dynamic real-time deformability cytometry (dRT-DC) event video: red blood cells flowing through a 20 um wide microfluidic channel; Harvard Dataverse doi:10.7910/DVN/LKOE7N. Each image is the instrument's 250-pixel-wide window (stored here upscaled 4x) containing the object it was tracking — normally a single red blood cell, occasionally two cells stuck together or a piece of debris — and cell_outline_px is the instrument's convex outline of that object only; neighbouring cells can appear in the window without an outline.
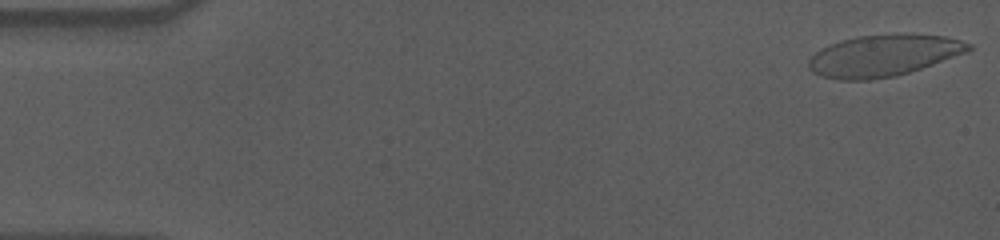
{"species": "human", "species_latin": "Homo sapiens", "temperature_condition": "cold", "stored_images_in_passage": 56, "camera_frame_rate_fps": 3000, "um_per_image_px": 0.085, "donor": {"sex": "male"}, "frame": {"image": 1, "passage_image": 1, "time_ms": 0.0, "image_size_px": [1000, 240], "cell_outline_px": [[972, 48], [968, 52], [896, 76], [868, 80], [840, 80], [820, 76], [812, 72], [808, 68], [808, 60], [816, 52], [840, 40], [856, 36], [896, 32], [908, 32], [944, 36], [960, 40], [972, 44]], "centroid_in_image_um": [75.1, 4.7], "position_along_channel_um": 9.9, "area_um2": 39.19}}
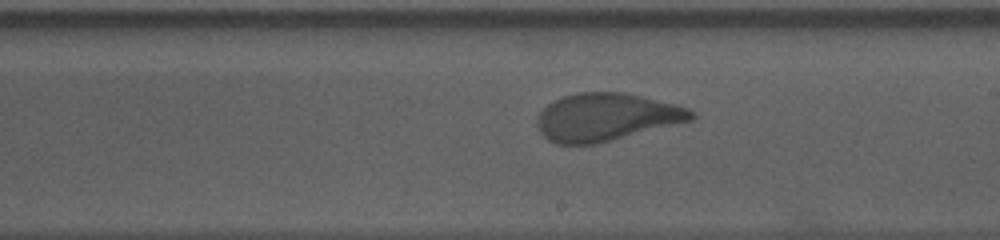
{"frame": {"image": 2, "passage_image": 32, "time_ms": 10.333, "image_size_px": [1000, 240], "cell_outline_px": [[696, 116], [692, 120], [596, 144], [556, 144], [548, 140], [540, 132], [536, 124], [536, 116], [552, 100], [576, 92], [624, 92], [676, 104], [688, 108], [696, 112]], "centroid_in_image_um": [51.51, 9.95], "position_along_channel_um": 237.5, "area_um2": 42.95}}
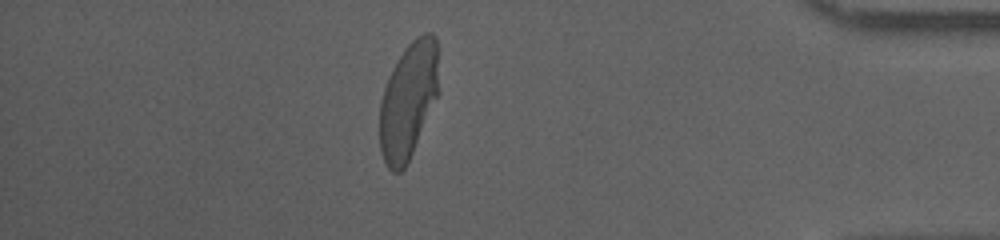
{"frame": {"image": 3, "passage_image": 49, "time_ms": 16.0, "image_size_px": [1000, 240], "cell_outline_px": [[440, 92], [412, 152], [404, 168], [400, 172], [392, 172], [388, 168], [380, 152], [380, 100], [388, 76], [392, 68], [404, 48], [416, 36], [424, 32], [432, 32], [436, 36]], "centroid_in_image_um": [34.72, 8.49], "position_along_channel_um": 400.5, "area_um2": 40.46}, "authors_computed_cell_mechanics": {"area_um2": 42.2518, "velocity_mm_per_s": 3.5572, "shape_relaxation_time_tau1_ms": 5.4844, "shape_relaxation_time_tau2_ms": null, "deformation_change_tau1": 0.2109, "deformation_change_tau2": null}}